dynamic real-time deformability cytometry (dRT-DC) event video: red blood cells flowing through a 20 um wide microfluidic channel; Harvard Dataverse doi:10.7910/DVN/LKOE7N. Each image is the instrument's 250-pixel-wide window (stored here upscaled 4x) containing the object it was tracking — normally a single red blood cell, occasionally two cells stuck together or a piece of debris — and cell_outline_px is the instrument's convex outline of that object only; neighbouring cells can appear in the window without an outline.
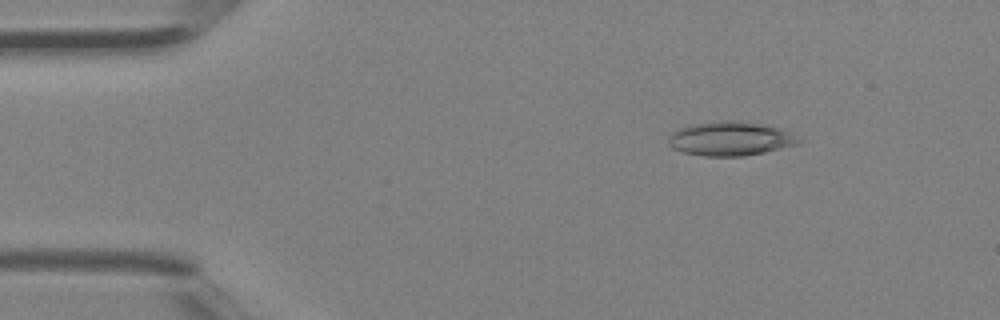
{"species": "Egyptian fruit bat (a non-hibernating species)", "species_latin": "Rousettus aegyptiacus", "temperature_condition": "room temperature", "stored_images_in_passage": 3, "camera_frame_rate_fps": 3000, "um_per_image_px": 0.085, "animal": {"sex": "female"}, "frame": {"image": 1, "passage_image": 1, "time_ms": 0.0, "image_size_px": [1000, 320], "cell_outline_px": [[804, 140], [796, 144], [764, 152], [744, 156], [704, 156], [684, 152], [672, 148], [668, 144], [668, 136], [680, 128], [688, 124], [724, 120], [728, 120], [760, 124], [780, 128]], "centroid_in_image_um": [62.04, 11.79], "position_along_channel_um": 23.0, "area_um2": 25.66}}
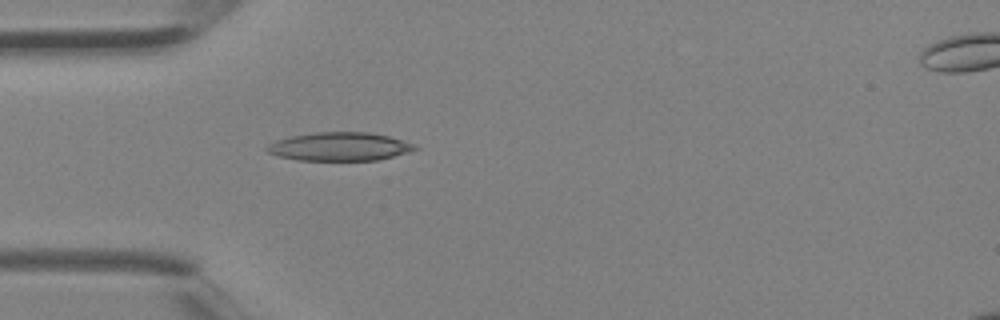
{"frame": {"image": 2, "passage_image": 2, "time_ms": 0.333, "image_size_px": [1000, 320], "cell_outline_px": [[420, 148], [408, 152], [376, 160], [300, 160], [280, 156], [268, 152], [264, 148], [276, 140], [292, 136], [316, 132], [368, 132], [388, 136], [416, 144]], "centroid_in_image_um": [28.89, 12.45], "position_along_channel_um": 56.1, "area_um2": 24.28}}